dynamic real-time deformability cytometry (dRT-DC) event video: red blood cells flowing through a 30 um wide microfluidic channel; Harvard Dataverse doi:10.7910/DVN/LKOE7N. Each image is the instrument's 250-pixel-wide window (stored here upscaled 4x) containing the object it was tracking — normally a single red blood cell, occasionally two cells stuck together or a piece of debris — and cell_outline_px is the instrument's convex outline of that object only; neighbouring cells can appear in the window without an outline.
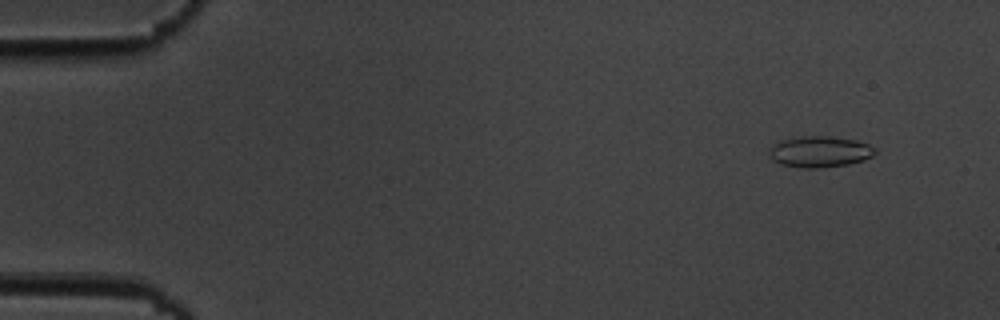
{"species": "common noctule bat (a hibernating species)", "species_latin": "Nyctalus noctula", "temperature_condition": "cold", "stored_images_in_passage": 10, "camera_frame_rate_fps": 3000, "um_per_image_px": 0.085, "animal": {"sex": "male", "body_mass_g": 19.5, "forearm_length_mm": 54.6}, "frame": {"image": 1, "passage_image": 1, "time_ms": 0.0, "image_size_px": [1000, 320], "cell_outline_px": [[876, 152], [872, 156], [864, 160], [848, 164], [820, 168], [804, 168], [780, 164], [772, 160], [768, 152], [776, 144], [784, 140], [800, 136], [828, 136], [856, 140], [868, 144], [876, 148]], "centroid_in_image_um": [69.71, 12.9], "position_along_channel_um": 15.3, "area_um2": 19.07}}
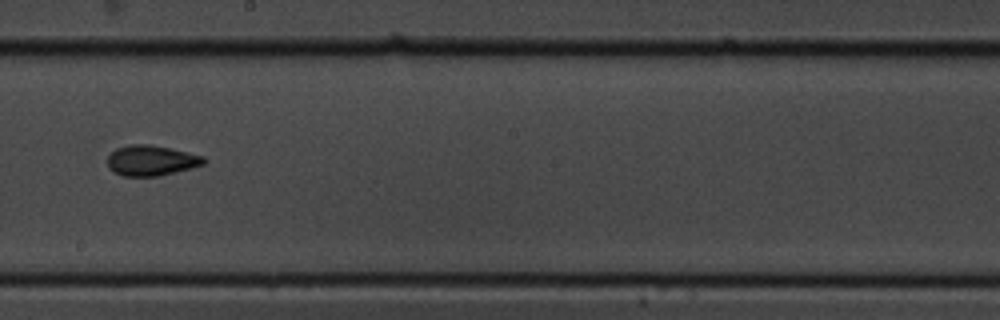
{"frame": {"image": 2, "passage_image": 9, "time_ms": 9.333, "image_size_px": [1000, 320], "cell_outline_px": [[208, 160], [204, 164], [192, 168], [160, 176], [124, 176], [108, 168], [108, 156], [116, 148], [132, 144], [148, 144], [188, 152], [204, 156]], "centroid_in_image_um": [12.89, 13.64], "position_along_channel_um": 235.3, "area_um2": 17.05}}
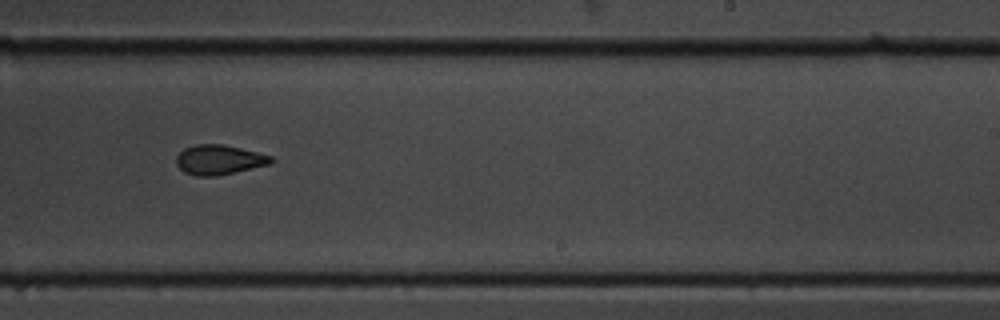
{"frame": {"image": 3, "passage_image": 10, "time_ms": 10.333, "image_size_px": [1000, 320], "cell_outline_px": [[276, 160], [268, 164], [216, 176], [196, 176], [184, 172], [176, 164], [176, 156], [184, 148], [196, 144], [224, 144], [272, 156]], "centroid_in_image_um": [18.59, 13.57], "position_along_channel_um": 270.4, "area_um2": 16.3}}